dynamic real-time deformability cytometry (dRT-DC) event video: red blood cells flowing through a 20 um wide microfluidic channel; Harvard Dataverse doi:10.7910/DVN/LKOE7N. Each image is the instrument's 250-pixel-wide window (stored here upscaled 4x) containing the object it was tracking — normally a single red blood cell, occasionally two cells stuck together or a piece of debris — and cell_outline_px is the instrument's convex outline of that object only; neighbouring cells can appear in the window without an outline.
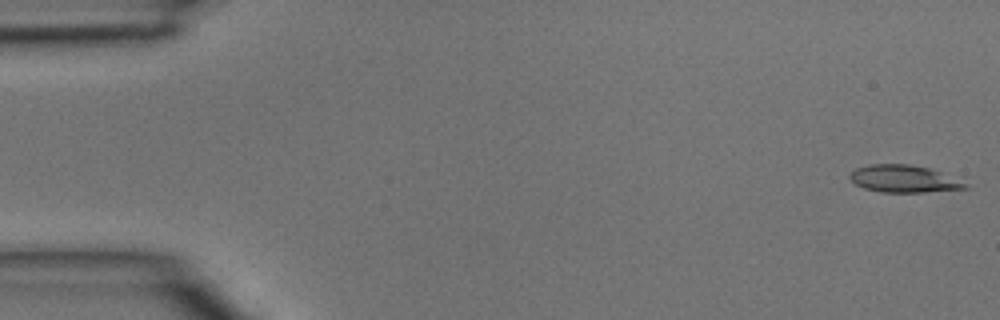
{"species": "common noctule bat (a hibernating species)", "species_latin": "Nyctalus noctula", "temperature_condition": "room temperature", "stored_images_in_passage": 44, "camera_frame_rate_fps": 3000, "um_per_image_px": 0.085, "animal": {"sex": "male", "body_mass_g": 15.6}, "frame": {"image": 1, "passage_image": 1, "time_ms": 0.0, "image_size_px": [1000, 320], "cell_outline_px": [[968, 188], [924, 192], [880, 192], [864, 188], [856, 184], [848, 176], [856, 168], [872, 164], [908, 164], [928, 168], [940, 172], [968, 184]], "centroid_in_image_um": [76.8, 15.2], "position_along_channel_um": 8.2, "area_um2": 18.03}}
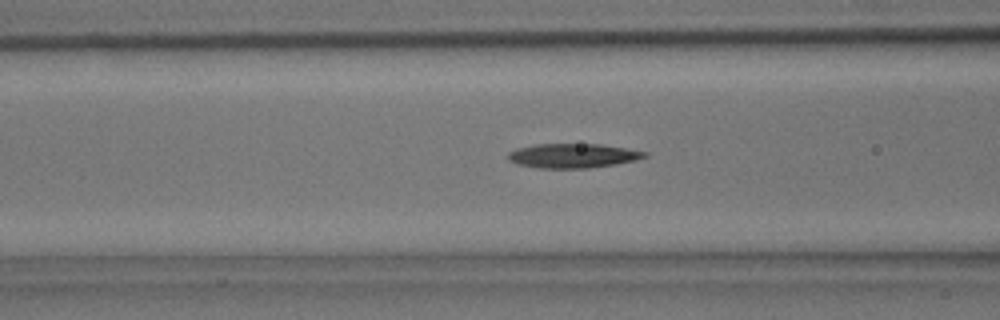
{"frame": {"image": 2, "passage_image": 17, "time_ms": 5.333, "image_size_px": [1000, 320], "cell_outline_px": [[648, 156], [636, 160], [616, 164], [588, 168], [540, 168], [516, 164], [508, 160], [508, 152], [516, 148], [536, 144], [600, 144], [648, 152]], "centroid_in_image_um": [48.67, 13.24], "position_along_channel_um": 117.9, "area_um2": 19.42}}
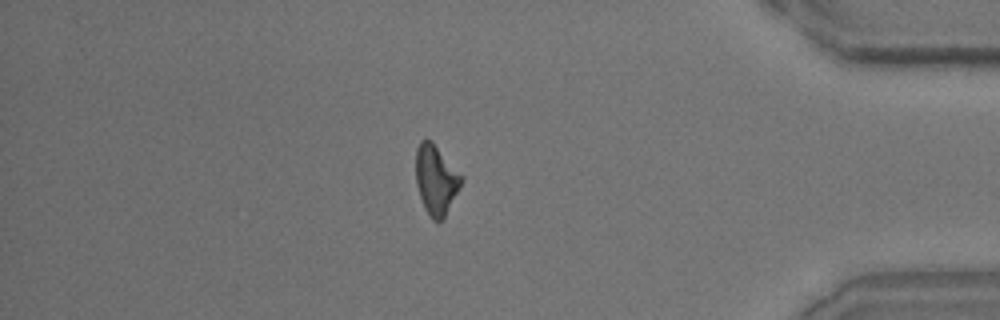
{"frame": {"image": 3, "passage_image": 38, "time_ms": 12.333, "image_size_px": [1000, 320], "cell_outline_px": [[464, 180], [444, 216], [440, 220], [432, 220], [428, 216], [424, 208], [416, 184], [416, 148], [420, 140], [432, 140], [464, 176]], "centroid_in_image_um": [37.06, 15.24], "position_along_channel_um": 398.1, "area_um2": 18.55}}